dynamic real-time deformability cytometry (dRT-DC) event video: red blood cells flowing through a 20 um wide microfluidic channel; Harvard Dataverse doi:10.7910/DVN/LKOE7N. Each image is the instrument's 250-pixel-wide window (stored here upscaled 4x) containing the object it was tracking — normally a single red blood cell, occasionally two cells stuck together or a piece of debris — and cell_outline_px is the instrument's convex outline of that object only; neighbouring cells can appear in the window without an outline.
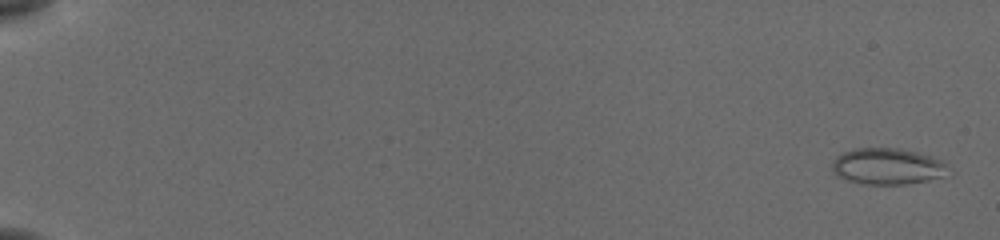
{"species": "common noctule bat (a hibernating species)", "species_latin": "Nyctalus noctula", "temperature_condition": "cold", "stored_images_in_passage": 56, "camera_frame_rate_fps": 3000, "um_per_image_px": 0.085, "animal": {"sex": "female", "body_mass_g": 19.5, "forearm_length_mm": 54.1}, "frame": {"image": 1, "passage_image": 2, "time_ms": 0.333, "image_size_px": [1000, 240], "cell_outline_px": [[944, 164], [940, 176], [928, 180], [904, 184], [864, 184], [848, 180], [836, 176], [832, 168], [832, 160], [836, 156], [844, 152], [856, 148], [896, 148], [916, 152], [940, 160]], "centroid_in_image_um": [75.29, 14.13], "position_along_channel_um": 9.7, "area_um2": 23.87}}
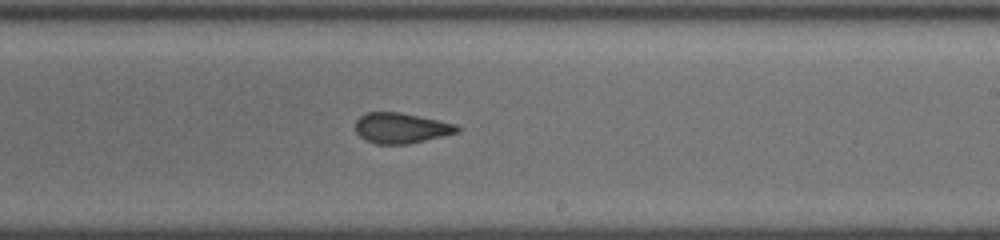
{"frame": {"image": 2, "passage_image": 36, "time_ms": 11.667, "image_size_px": [1000, 240], "cell_outline_px": [[460, 132], [408, 144], [376, 144], [364, 140], [356, 132], [356, 120], [360, 116], [368, 112], [400, 112], [456, 124], [460, 128]], "centroid_in_image_um": [34.08, 10.89], "position_along_channel_um": 254.9, "area_um2": 18.03}}
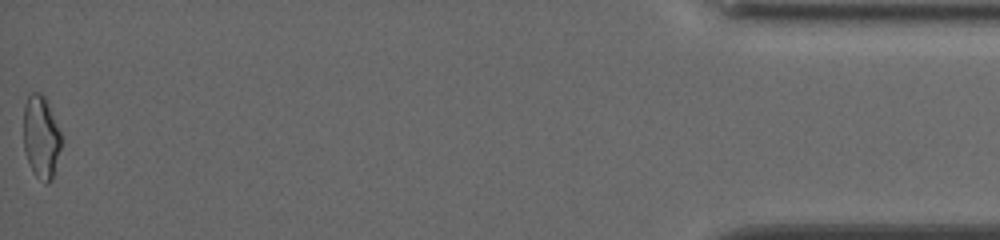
{"frame": {"image": 3, "passage_image": 56, "time_ms": 18.333, "image_size_px": [1000, 240], "cell_outline_px": [[60, 148], [52, 180], [48, 184], [44, 184], [32, 172], [24, 152], [24, 108], [28, 96], [32, 92], [40, 92], [44, 96], [60, 132]], "centroid_in_image_um": [3.47, 11.69], "position_along_channel_um": 431.7, "area_um2": 17.98}, "authors_computed_cell_mechanics": {"area_um2": 18.9584, "velocity_mm_per_s": 3.8573, "shape_relaxation_time_tau1_ms": 9.397, "shape_relaxation_time_tau2_ms": 1.7889, "deformation_change_tau1": 0.1459, "deformation_change_tau2": 0.0734}}